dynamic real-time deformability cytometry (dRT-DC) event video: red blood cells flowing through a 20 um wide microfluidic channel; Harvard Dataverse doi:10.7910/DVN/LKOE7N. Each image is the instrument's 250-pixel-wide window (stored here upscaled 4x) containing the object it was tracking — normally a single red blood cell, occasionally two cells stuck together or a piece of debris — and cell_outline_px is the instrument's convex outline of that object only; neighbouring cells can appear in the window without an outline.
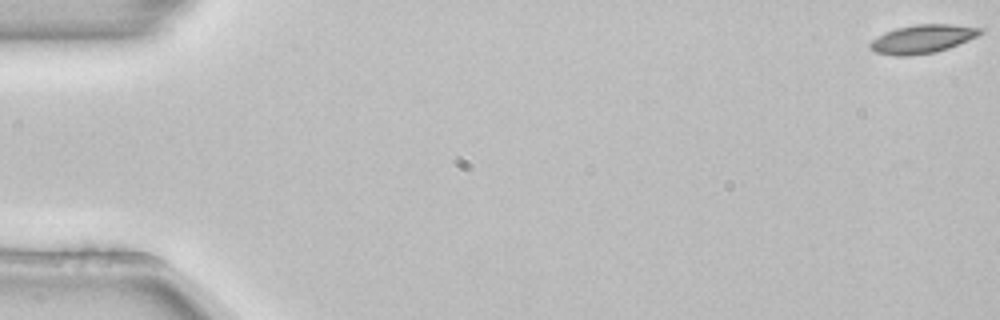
{"species": "common noctule bat (a hibernating species)", "species_latin": "Nyctalus noctula", "temperature_condition": "room temperature", "stored_images_in_passage": 15, "camera_frame_rate_fps": 3000, "um_per_image_px": 0.085, "animal": {"sex": "female", "body_mass_g": 22.7, "forearm_length_mm": 54.2}, "frame": {"image": 1, "passage_image": 1, "time_ms": 0.0, "image_size_px": [1000, 320], "cell_outline_px": [[984, 32], [968, 40], [948, 48], [936, 52], [904, 56], [896, 56], [876, 52], [868, 48], [868, 44], [872, 40], [884, 32], [896, 28], [916, 24], [948, 24], [984, 28]], "centroid_in_image_um": [78.39, 3.31], "position_along_channel_um": 6.6, "area_um2": 18.26}}
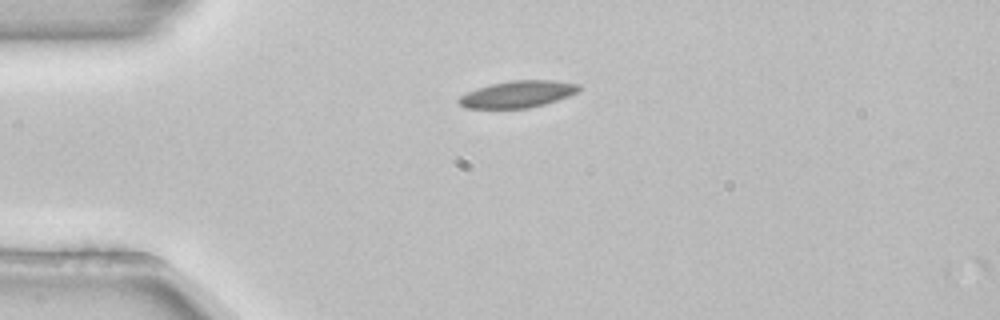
{"frame": {"image": 2, "passage_image": 14, "time_ms": 4.333, "image_size_px": [1000, 320], "cell_outline_px": [[580, 88], [576, 92], [568, 96], [544, 104], [528, 108], [464, 108], [456, 100], [460, 96], [476, 88], [492, 84], [512, 80], [552, 80], [580, 84]], "centroid_in_image_um": [43.98, 8.0], "position_along_channel_um": 41.0, "area_um2": 18.61}}